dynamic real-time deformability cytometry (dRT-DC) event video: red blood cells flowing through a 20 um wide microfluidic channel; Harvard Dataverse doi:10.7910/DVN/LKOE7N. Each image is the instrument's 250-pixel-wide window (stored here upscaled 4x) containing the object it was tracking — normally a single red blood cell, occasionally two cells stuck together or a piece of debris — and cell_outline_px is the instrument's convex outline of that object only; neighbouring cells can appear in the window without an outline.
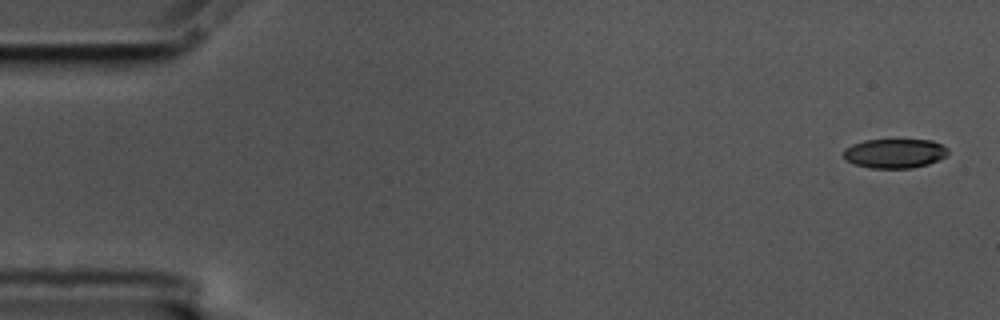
{"species": "common noctule bat (a hibernating species)", "species_latin": "Nyctalus noctula", "temperature_condition": "cold", "stored_images_in_passage": 8, "camera_frame_rate_fps": 3000, "um_per_image_px": 0.085, "animal": {"sex": "male", "body_mass_g": 17.5, "forearm_length_mm": 52.3}, "frame": {"image": 1, "passage_image": 1, "time_ms": 0.0, "image_size_px": [1000, 320], "cell_outline_px": [[948, 156], [928, 164], [912, 168], [868, 168], [852, 164], [844, 160], [844, 148], [852, 144], [864, 140], [932, 140], [948, 148]], "centroid_in_image_um": [76.02, 13.04], "position_along_channel_um": 9.0, "area_um2": 18.09}}
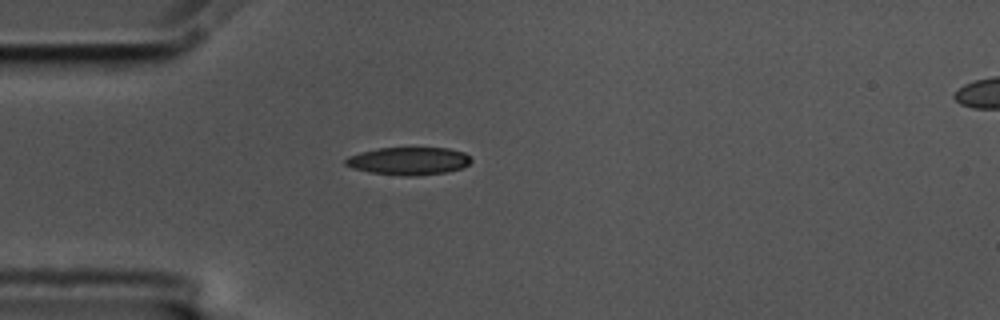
{"frame": {"image": 2, "passage_image": 5, "time_ms": 1.333, "image_size_px": [1000, 320], "cell_outline_px": [[472, 160], [468, 164], [460, 168], [444, 172], [416, 176], [404, 176], [368, 172], [352, 168], [344, 164], [344, 160], [348, 156], [360, 152], [380, 148], [448, 148], [464, 152]], "centroid_in_image_um": [34.69, 13.68], "position_along_channel_um": 50.3, "area_um2": 20.23}}